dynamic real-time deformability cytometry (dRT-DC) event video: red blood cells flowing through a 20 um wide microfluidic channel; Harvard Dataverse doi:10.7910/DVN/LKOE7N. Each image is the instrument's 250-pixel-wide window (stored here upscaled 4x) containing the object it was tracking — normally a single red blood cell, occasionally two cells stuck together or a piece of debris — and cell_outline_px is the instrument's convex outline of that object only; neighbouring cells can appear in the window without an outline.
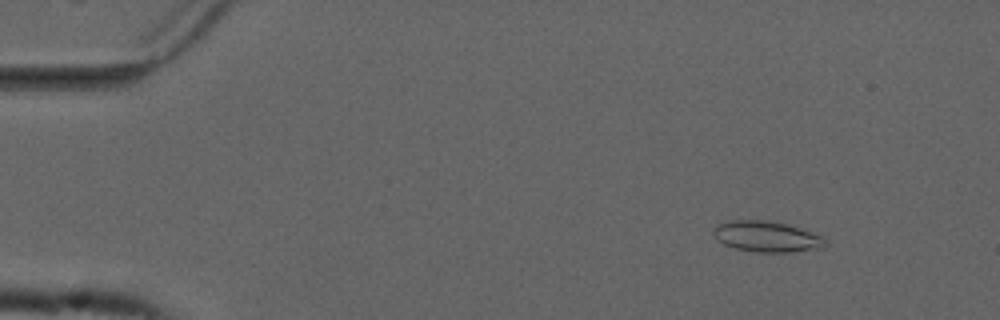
{"species": "common noctule bat (a hibernating species)", "species_latin": "Nyctalus noctula", "temperature_condition": "cold", "stored_images_in_passage": 55, "camera_frame_rate_fps": 3000, "um_per_image_px": 0.085, "animal": {"sex": "male", "forearm_length_mm": 52.5}, "frame": {"image": 1, "passage_image": 7, "time_ms": 2.0, "image_size_px": [1000, 320], "cell_outline_px": [[828, 244], [824, 248], [792, 252], [756, 252], [736, 248], [724, 244], [712, 236], [712, 228], [728, 220], [764, 220], [788, 224], [824, 236]], "centroid_in_image_um": [65.2, 20.11], "position_along_channel_um": 19.8, "area_um2": 20.35}}
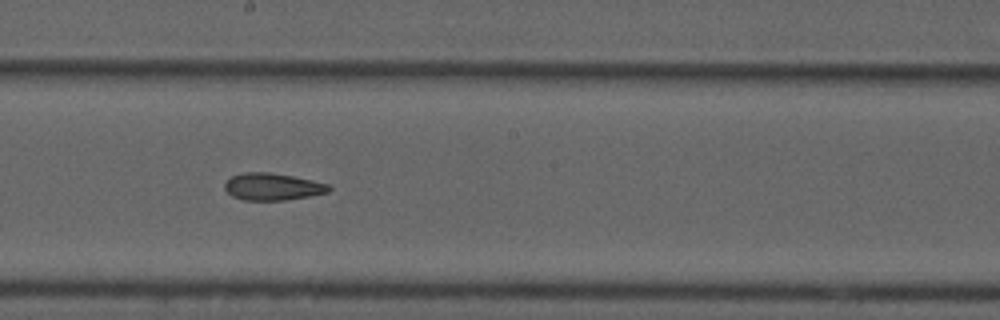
{"frame": {"image": 2, "passage_image": 31, "time_ms": 10.0, "image_size_px": [1000, 320], "cell_outline_px": [[332, 188], [328, 192], [308, 196], [284, 200], [244, 200], [232, 196], [224, 188], [224, 184], [232, 176], [244, 172], [268, 172], [292, 176], [312, 180], [328, 184]], "centroid_in_image_um": [23.16, 15.87], "position_along_channel_um": 225.0, "area_um2": 16.3}}
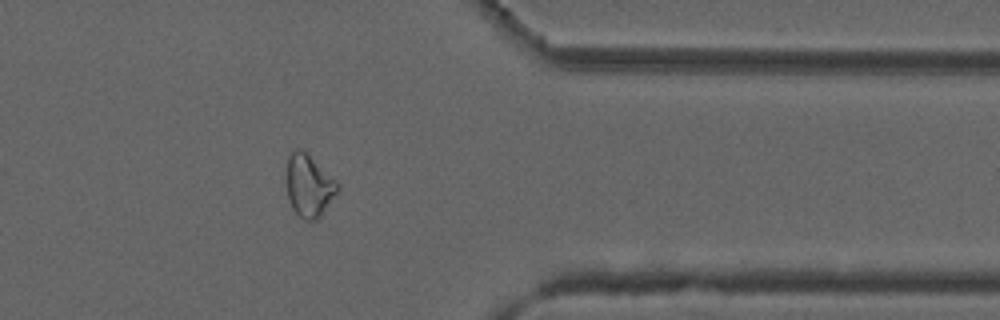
{"frame": {"image": 3, "passage_image": 45, "time_ms": 14.667, "image_size_px": [1000, 320], "cell_outline_px": [[340, 188], [320, 216], [316, 220], [304, 220], [292, 208], [288, 200], [288, 156], [296, 148], [300, 148], [336, 180], [340, 184]], "centroid_in_image_um": [26.28, 15.8], "position_along_channel_um": 385.1, "area_um2": 18.03}, "authors_computed_cell_mechanics": {"area_um2": 18.6694, "velocity_mm_per_s": 3.7261, "shape_relaxation_time_tau1_ms": null, "shape_relaxation_time_tau2_ms": 4.7235, "deformation_change_tau1": null, "deformation_change_tau2": 0.1279}}